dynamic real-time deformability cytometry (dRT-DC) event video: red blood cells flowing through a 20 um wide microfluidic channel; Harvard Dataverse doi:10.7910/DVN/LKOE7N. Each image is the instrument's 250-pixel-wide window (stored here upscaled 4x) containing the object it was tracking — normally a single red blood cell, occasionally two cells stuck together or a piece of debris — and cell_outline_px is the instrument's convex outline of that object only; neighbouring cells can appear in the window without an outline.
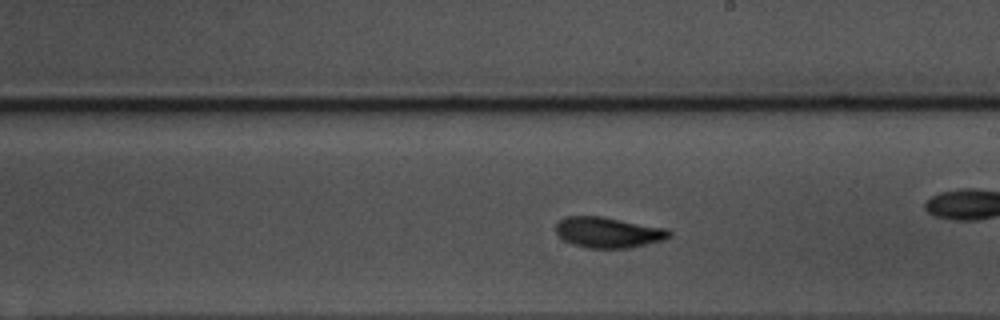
{"species": "common noctule bat (a hibernating species)", "species_latin": "Nyctalus noctula", "temperature_condition": "warm", "stored_images_in_passage": 37, "camera_frame_rate_fps": 3000, "um_per_image_px": 0.085, "animal": {"sex": "male", "body_mass_g": 17.5, "forearm_length_mm": 52.3}, "frame": {"image": 1, "passage_image": 22, "time_ms": 7.0, "image_size_px": [1000, 320], "cell_outline_px": [[672, 236], [664, 240], [632, 248], [588, 248], [572, 244], [564, 240], [556, 232], [556, 224], [564, 216], [600, 216], [668, 228], [672, 232]], "centroid_in_image_um": [51.74, 19.76], "position_along_channel_um": 237.3, "area_um2": 20.46}, "authors_computed_cell_mechanics": {"area_um2": 20.1144, "velocity_mm_per_s": 3.5388, "shape_relaxation_time_tau1_ms": 3.5818, "shape_relaxation_time_tau2_ms": 2.7003, "deformation_change_tau1": 0.1509, "deformation_change_tau2": 0.088}}